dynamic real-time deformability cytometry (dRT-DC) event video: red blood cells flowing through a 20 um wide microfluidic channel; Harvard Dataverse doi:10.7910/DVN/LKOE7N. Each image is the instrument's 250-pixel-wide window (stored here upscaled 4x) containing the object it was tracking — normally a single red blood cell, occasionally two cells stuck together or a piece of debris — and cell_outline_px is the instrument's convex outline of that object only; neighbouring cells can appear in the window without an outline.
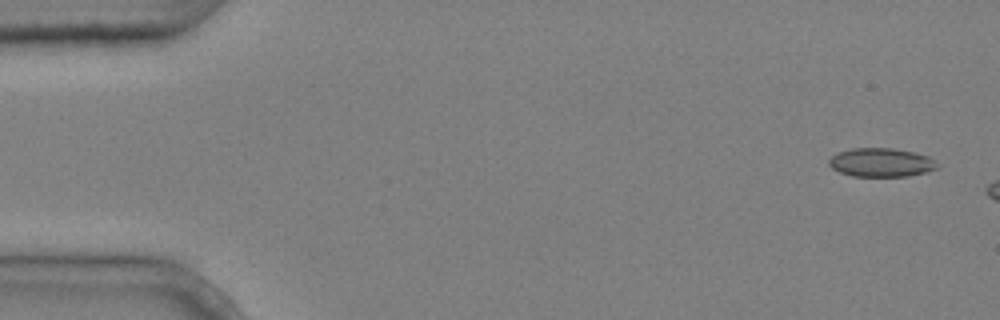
{"species": "common noctule bat (a hibernating species)", "species_latin": "Nyctalus noctula", "temperature_condition": "cold", "stored_images_in_passage": 3, "camera_frame_rate_fps": 3000, "um_per_image_px": 0.085, "animal": {"sex": "male", "body_mass_g": 20.4}, "frame": {"image": 1, "passage_image": 1, "time_ms": 0.0, "image_size_px": [1000, 320], "cell_outline_px": [[940, 168], [908, 176], [852, 176], [840, 172], [832, 168], [828, 164], [828, 160], [836, 152], [852, 148], [892, 148], [916, 152], [928, 156], [936, 160]], "centroid_in_image_um": [74.91, 13.8], "position_along_channel_um": 10.1, "area_um2": 18.32}}